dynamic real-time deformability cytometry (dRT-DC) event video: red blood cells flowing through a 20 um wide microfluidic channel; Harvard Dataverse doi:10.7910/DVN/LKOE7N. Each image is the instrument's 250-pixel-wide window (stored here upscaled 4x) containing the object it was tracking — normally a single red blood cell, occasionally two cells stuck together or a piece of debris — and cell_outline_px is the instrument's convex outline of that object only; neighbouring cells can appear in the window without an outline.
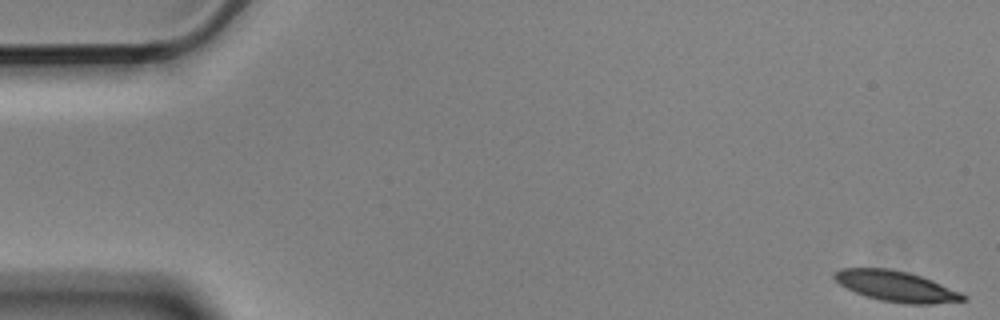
{"species": "Egyptian fruit bat (a non-hibernating species)", "species_latin": "Rousettus aegyptiacus", "temperature_condition": "cold", "stored_images_in_passage": 5, "camera_frame_rate_fps": 3000, "um_per_image_px": 0.085, "animal": {"sex": "male"}, "frame": {"image": 1, "passage_image": 1, "time_ms": 0.0, "image_size_px": [1000, 320], "cell_outline_px": [[968, 300], [932, 304], [904, 304], [880, 300], [856, 292], [840, 284], [832, 276], [840, 268], [888, 268], [908, 272], [932, 280], [960, 292], [968, 296]], "centroid_in_image_um": [76.21, 24.33], "position_along_channel_um": 8.8, "area_um2": 22.83}}
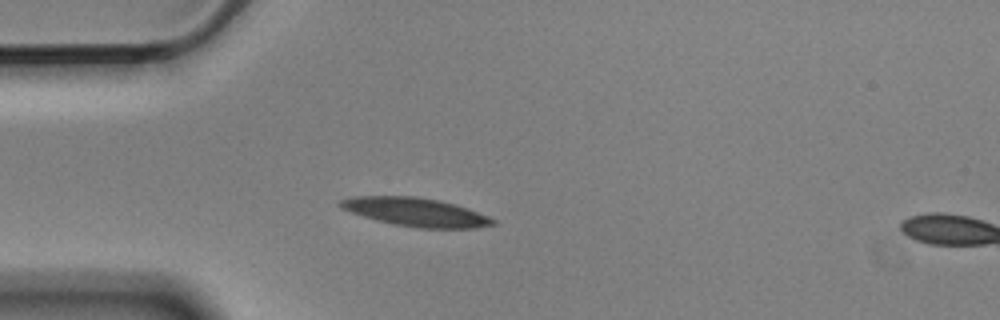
{"frame": {"image": 2, "passage_image": 4, "time_ms": 1.0, "image_size_px": [1000, 320], "cell_outline_px": [[496, 224], [476, 228], [420, 228], [392, 224], [376, 220], [340, 208], [336, 204], [340, 200], [356, 196], [416, 196], [440, 200], [468, 208], [488, 216], [496, 220]], "centroid_in_image_um": [35.34, 18.02], "position_along_channel_um": 49.7, "area_um2": 25.37}}